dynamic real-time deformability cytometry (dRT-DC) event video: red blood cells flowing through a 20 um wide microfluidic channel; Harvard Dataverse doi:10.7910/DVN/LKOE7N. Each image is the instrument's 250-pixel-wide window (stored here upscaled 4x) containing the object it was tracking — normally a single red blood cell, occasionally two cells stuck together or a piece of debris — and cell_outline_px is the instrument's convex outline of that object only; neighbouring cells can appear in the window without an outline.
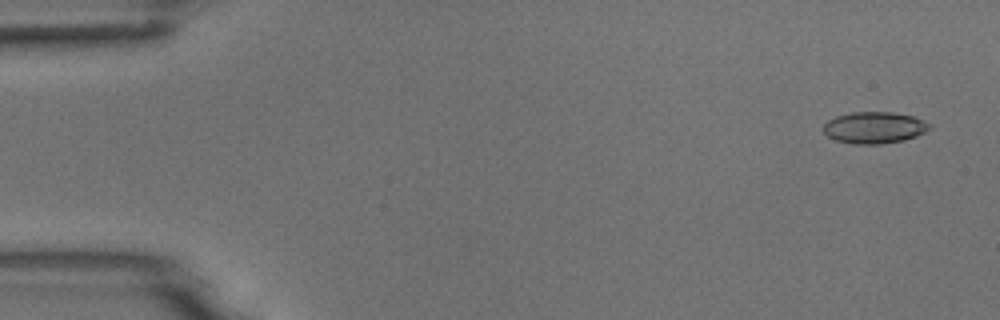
{"species": "common noctule bat (a hibernating species)", "species_latin": "Nyctalus noctula", "temperature_condition": "room temperature", "stored_images_in_passage": 53, "camera_frame_rate_fps": 3000, "um_per_image_px": 0.085, "animal": {"sex": "male", "body_mass_g": 18.8}, "frame": {"image": 1, "passage_image": 3, "time_ms": 0.667, "image_size_px": [1000, 320], "cell_outline_px": [[932, 128], [916, 136], [904, 140], [880, 144], [856, 144], [836, 140], [828, 136], [824, 132], [824, 124], [828, 120], [836, 116], [852, 112], [892, 112], [912, 116], [932, 124]], "centroid_in_image_um": [74.33, 10.84], "position_along_channel_um": 10.7, "area_um2": 19.48}}
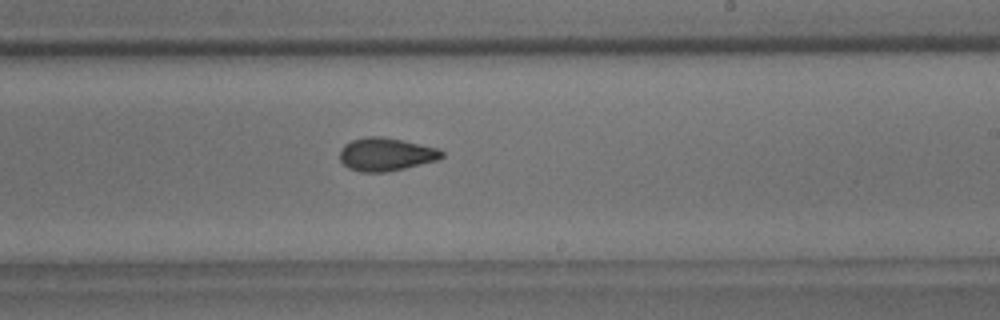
{"frame": {"image": 2, "passage_image": 32, "time_ms": 10.333, "image_size_px": [1000, 320], "cell_outline_px": [[444, 156], [436, 160], [388, 172], [360, 172], [348, 168], [340, 160], [340, 148], [344, 144], [352, 140], [364, 136], [380, 136], [400, 140], [436, 148], [444, 152]], "centroid_in_image_um": [32.75, 13.12], "position_along_channel_um": 256.3, "area_um2": 19.54}}
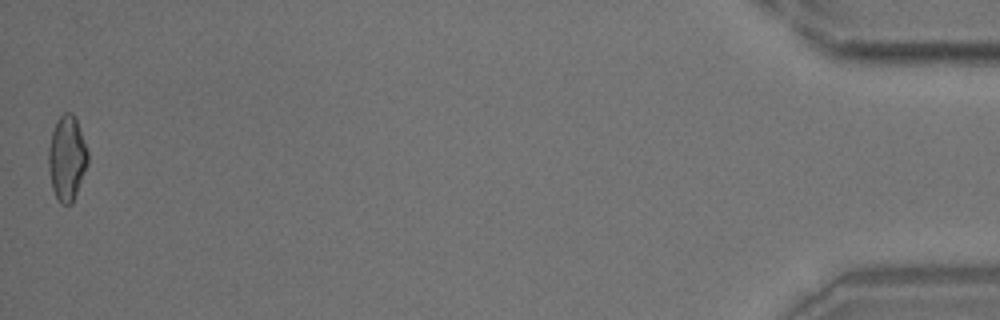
{"frame": {"image": 3, "passage_image": 53, "time_ms": 17.333, "image_size_px": [1000, 320], "cell_outline_px": [[88, 164], [72, 204], [60, 204], [52, 188], [48, 168], [48, 148], [52, 132], [56, 120], [64, 112], [72, 112], [76, 120], [88, 152]], "centroid_in_image_um": [5.67, 13.45], "position_along_channel_um": 429.5, "area_um2": 19.42}}